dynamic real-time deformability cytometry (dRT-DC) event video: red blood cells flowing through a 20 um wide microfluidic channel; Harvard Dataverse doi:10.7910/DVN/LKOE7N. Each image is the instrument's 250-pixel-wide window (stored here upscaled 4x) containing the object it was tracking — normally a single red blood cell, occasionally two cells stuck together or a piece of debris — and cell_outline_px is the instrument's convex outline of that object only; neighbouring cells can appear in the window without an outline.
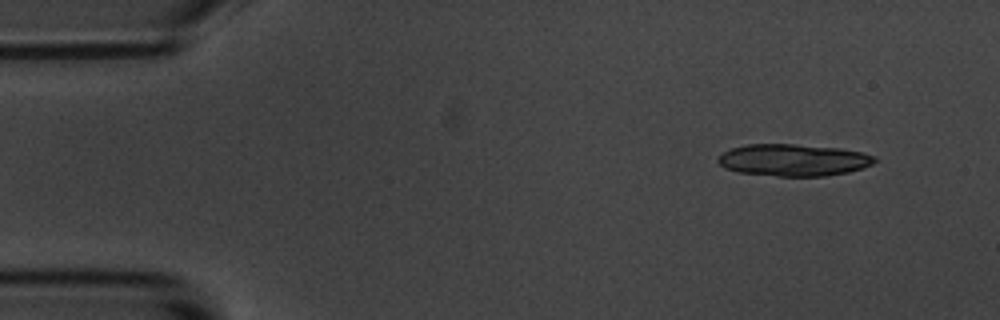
{"species": "common noctule bat (a hibernating species)", "species_latin": "Nyctalus noctula", "temperature_condition": "room temperature", "stored_images_in_passage": 4, "camera_frame_rate_fps": 3000, "um_per_image_px": 0.085, "animal": {"sex": "male", "body_mass_g": 20.1, "forearm_length_mm": 53.5}, "frame": {"image": 1, "passage_image": 1, "time_ms": 0.0, "image_size_px": [1000, 320], "cell_outline_px": [[876, 160], [872, 164], [864, 168], [848, 172], [824, 176], [776, 176], [736, 172], [724, 168], [716, 160], [724, 152], [732, 148], [744, 144], [796, 144], [840, 148], [864, 152], [876, 156]], "centroid_in_image_um": [67.45, 13.6], "position_along_channel_um": 17.5, "area_um2": 29.42}}